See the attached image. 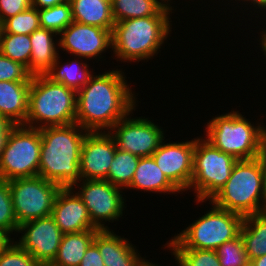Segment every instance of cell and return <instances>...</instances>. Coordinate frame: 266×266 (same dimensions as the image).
Returning <instances> with one entry per match:
<instances>
[{
	"instance_id": "25",
	"label": "cell",
	"mask_w": 266,
	"mask_h": 266,
	"mask_svg": "<svg viewBox=\"0 0 266 266\" xmlns=\"http://www.w3.org/2000/svg\"><path fill=\"white\" fill-rule=\"evenodd\" d=\"M98 230H85L63 234L52 266H79L88 247L93 243Z\"/></svg>"
},
{
	"instance_id": "46",
	"label": "cell",
	"mask_w": 266,
	"mask_h": 266,
	"mask_svg": "<svg viewBox=\"0 0 266 266\" xmlns=\"http://www.w3.org/2000/svg\"><path fill=\"white\" fill-rule=\"evenodd\" d=\"M265 153H266V133H265Z\"/></svg>"
},
{
	"instance_id": "21",
	"label": "cell",
	"mask_w": 266,
	"mask_h": 266,
	"mask_svg": "<svg viewBox=\"0 0 266 266\" xmlns=\"http://www.w3.org/2000/svg\"><path fill=\"white\" fill-rule=\"evenodd\" d=\"M127 189L165 195L180 193L165 177L152 156L140 157L131 185Z\"/></svg>"
},
{
	"instance_id": "2",
	"label": "cell",
	"mask_w": 266,
	"mask_h": 266,
	"mask_svg": "<svg viewBox=\"0 0 266 266\" xmlns=\"http://www.w3.org/2000/svg\"><path fill=\"white\" fill-rule=\"evenodd\" d=\"M87 132L77 123L40 128L41 155L38 176L62 188L72 187L79 182L80 153Z\"/></svg>"
},
{
	"instance_id": "45",
	"label": "cell",
	"mask_w": 266,
	"mask_h": 266,
	"mask_svg": "<svg viewBox=\"0 0 266 266\" xmlns=\"http://www.w3.org/2000/svg\"><path fill=\"white\" fill-rule=\"evenodd\" d=\"M39 266H52L51 264H39Z\"/></svg>"
},
{
	"instance_id": "36",
	"label": "cell",
	"mask_w": 266,
	"mask_h": 266,
	"mask_svg": "<svg viewBox=\"0 0 266 266\" xmlns=\"http://www.w3.org/2000/svg\"><path fill=\"white\" fill-rule=\"evenodd\" d=\"M32 6V0H0V24Z\"/></svg>"
},
{
	"instance_id": "39",
	"label": "cell",
	"mask_w": 266,
	"mask_h": 266,
	"mask_svg": "<svg viewBox=\"0 0 266 266\" xmlns=\"http://www.w3.org/2000/svg\"><path fill=\"white\" fill-rule=\"evenodd\" d=\"M231 1H233V0H230V2ZM238 1V3H237V7H240L239 5H244L245 4V7H243V9L245 8H247L246 10H249V12H251V13H253L252 11H251V9L253 8V10H254V13L256 12L257 13V15H258V13H260V16H262L261 14L263 13H265L266 14V0H235V2H237ZM239 2H243V4L242 3H240L239 4ZM249 3H250V5H251V7L249 8L248 7V5H249ZM239 4V5H238ZM246 4H247V6H246ZM255 7V8H254ZM255 9H257V10H255ZM262 13H261V12ZM264 11V12H263ZM263 15V17L264 16H266V15Z\"/></svg>"
},
{
	"instance_id": "29",
	"label": "cell",
	"mask_w": 266,
	"mask_h": 266,
	"mask_svg": "<svg viewBox=\"0 0 266 266\" xmlns=\"http://www.w3.org/2000/svg\"><path fill=\"white\" fill-rule=\"evenodd\" d=\"M40 26L56 32L58 35L73 23L70 1L38 10Z\"/></svg>"
},
{
	"instance_id": "38",
	"label": "cell",
	"mask_w": 266,
	"mask_h": 266,
	"mask_svg": "<svg viewBox=\"0 0 266 266\" xmlns=\"http://www.w3.org/2000/svg\"><path fill=\"white\" fill-rule=\"evenodd\" d=\"M16 126L8 117L0 115V159L6 147L8 137Z\"/></svg>"
},
{
	"instance_id": "37",
	"label": "cell",
	"mask_w": 266,
	"mask_h": 266,
	"mask_svg": "<svg viewBox=\"0 0 266 266\" xmlns=\"http://www.w3.org/2000/svg\"><path fill=\"white\" fill-rule=\"evenodd\" d=\"M79 266H105L99 249L94 243L86 250Z\"/></svg>"
},
{
	"instance_id": "6",
	"label": "cell",
	"mask_w": 266,
	"mask_h": 266,
	"mask_svg": "<svg viewBox=\"0 0 266 266\" xmlns=\"http://www.w3.org/2000/svg\"><path fill=\"white\" fill-rule=\"evenodd\" d=\"M212 207L192 224L176 233L164 247L167 249H206L215 250L240 234L243 216L218 208L210 201ZM167 247V248H166Z\"/></svg>"
},
{
	"instance_id": "34",
	"label": "cell",
	"mask_w": 266,
	"mask_h": 266,
	"mask_svg": "<svg viewBox=\"0 0 266 266\" xmlns=\"http://www.w3.org/2000/svg\"><path fill=\"white\" fill-rule=\"evenodd\" d=\"M15 239L0 252V266H39L34 257L23 250Z\"/></svg>"
},
{
	"instance_id": "44",
	"label": "cell",
	"mask_w": 266,
	"mask_h": 266,
	"mask_svg": "<svg viewBox=\"0 0 266 266\" xmlns=\"http://www.w3.org/2000/svg\"><path fill=\"white\" fill-rule=\"evenodd\" d=\"M140 266H161V265H158L152 261L150 262V260L148 259H145Z\"/></svg>"
},
{
	"instance_id": "27",
	"label": "cell",
	"mask_w": 266,
	"mask_h": 266,
	"mask_svg": "<svg viewBox=\"0 0 266 266\" xmlns=\"http://www.w3.org/2000/svg\"><path fill=\"white\" fill-rule=\"evenodd\" d=\"M140 157L116 148L107 181L121 189L131 185Z\"/></svg>"
},
{
	"instance_id": "43",
	"label": "cell",
	"mask_w": 266,
	"mask_h": 266,
	"mask_svg": "<svg viewBox=\"0 0 266 266\" xmlns=\"http://www.w3.org/2000/svg\"><path fill=\"white\" fill-rule=\"evenodd\" d=\"M250 263L253 266H266V254L252 259Z\"/></svg>"
},
{
	"instance_id": "8",
	"label": "cell",
	"mask_w": 266,
	"mask_h": 266,
	"mask_svg": "<svg viewBox=\"0 0 266 266\" xmlns=\"http://www.w3.org/2000/svg\"><path fill=\"white\" fill-rule=\"evenodd\" d=\"M237 161L204 137H195L192 181L188 190L194 191L196 205L209 201L222 189Z\"/></svg>"
},
{
	"instance_id": "28",
	"label": "cell",
	"mask_w": 266,
	"mask_h": 266,
	"mask_svg": "<svg viewBox=\"0 0 266 266\" xmlns=\"http://www.w3.org/2000/svg\"><path fill=\"white\" fill-rule=\"evenodd\" d=\"M0 52L28 70L31 57L30 35L0 33Z\"/></svg>"
},
{
	"instance_id": "9",
	"label": "cell",
	"mask_w": 266,
	"mask_h": 266,
	"mask_svg": "<svg viewBox=\"0 0 266 266\" xmlns=\"http://www.w3.org/2000/svg\"><path fill=\"white\" fill-rule=\"evenodd\" d=\"M41 155L40 129L16 125L0 159V179L38 176Z\"/></svg>"
},
{
	"instance_id": "24",
	"label": "cell",
	"mask_w": 266,
	"mask_h": 266,
	"mask_svg": "<svg viewBox=\"0 0 266 266\" xmlns=\"http://www.w3.org/2000/svg\"><path fill=\"white\" fill-rule=\"evenodd\" d=\"M60 58L61 57L58 55L51 69L45 74L52 81L60 82L78 91L85 86L94 75L93 71H95V69H90L88 61L85 59L73 57L74 60L72 59V61L69 60L67 63H62L60 62L62 61Z\"/></svg>"
},
{
	"instance_id": "7",
	"label": "cell",
	"mask_w": 266,
	"mask_h": 266,
	"mask_svg": "<svg viewBox=\"0 0 266 266\" xmlns=\"http://www.w3.org/2000/svg\"><path fill=\"white\" fill-rule=\"evenodd\" d=\"M262 155L248 160H238L230 178L209 201L218 208L248 216L263 212Z\"/></svg>"
},
{
	"instance_id": "42",
	"label": "cell",
	"mask_w": 266,
	"mask_h": 266,
	"mask_svg": "<svg viewBox=\"0 0 266 266\" xmlns=\"http://www.w3.org/2000/svg\"><path fill=\"white\" fill-rule=\"evenodd\" d=\"M260 32L257 31L258 35L260 33V36L258 37L257 40H259V46L261 47L259 50L263 53V56L265 57L266 59V28H261L260 26ZM260 38V39H259ZM266 63V60L264 61Z\"/></svg>"
},
{
	"instance_id": "32",
	"label": "cell",
	"mask_w": 266,
	"mask_h": 266,
	"mask_svg": "<svg viewBox=\"0 0 266 266\" xmlns=\"http://www.w3.org/2000/svg\"><path fill=\"white\" fill-rule=\"evenodd\" d=\"M18 227L9 182L0 179V230L11 238L12 234L16 236Z\"/></svg>"
},
{
	"instance_id": "41",
	"label": "cell",
	"mask_w": 266,
	"mask_h": 266,
	"mask_svg": "<svg viewBox=\"0 0 266 266\" xmlns=\"http://www.w3.org/2000/svg\"><path fill=\"white\" fill-rule=\"evenodd\" d=\"M262 200L263 212H266V153L262 154Z\"/></svg>"
},
{
	"instance_id": "17",
	"label": "cell",
	"mask_w": 266,
	"mask_h": 266,
	"mask_svg": "<svg viewBox=\"0 0 266 266\" xmlns=\"http://www.w3.org/2000/svg\"><path fill=\"white\" fill-rule=\"evenodd\" d=\"M51 216L63 234L98 230L82 199L71 187L58 191Z\"/></svg>"
},
{
	"instance_id": "33",
	"label": "cell",
	"mask_w": 266,
	"mask_h": 266,
	"mask_svg": "<svg viewBox=\"0 0 266 266\" xmlns=\"http://www.w3.org/2000/svg\"><path fill=\"white\" fill-rule=\"evenodd\" d=\"M215 252L221 266H247L250 263L240 234L233 240L220 245Z\"/></svg>"
},
{
	"instance_id": "19",
	"label": "cell",
	"mask_w": 266,
	"mask_h": 266,
	"mask_svg": "<svg viewBox=\"0 0 266 266\" xmlns=\"http://www.w3.org/2000/svg\"><path fill=\"white\" fill-rule=\"evenodd\" d=\"M58 34L46 28H38L30 34L31 57L28 72L32 76L45 75L59 53Z\"/></svg>"
},
{
	"instance_id": "35",
	"label": "cell",
	"mask_w": 266,
	"mask_h": 266,
	"mask_svg": "<svg viewBox=\"0 0 266 266\" xmlns=\"http://www.w3.org/2000/svg\"><path fill=\"white\" fill-rule=\"evenodd\" d=\"M31 78L32 75L24 65L0 52V81H31Z\"/></svg>"
},
{
	"instance_id": "22",
	"label": "cell",
	"mask_w": 266,
	"mask_h": 266,
	"mask_svg": "<svg viewBox=\"0 0 266 266\" xmlns=\"http://www.w3.org/2000/svg\"><path fill=\"white\" fill-rule=\"evenodd\" d=\"M171 3V4H170ZM171 0H111L114 22L147 16H171L175 13Z\"/></svg>"
},
{
	"instance_id": "23",
	"label": "cell",
	"mask_w": 266,
	"mask_h": 266,
	"mask_svg": "<svg viewBox=\"0 0 266 266\" xmlns=\"http://www.w3.org/2000/svg\"><path fill=\"white\" fill-rule=\"evenodd\" d=\"M74 22L113 31L111 0H69Z\"/></svg>"
},
{
	"instance_id": "26",
	"label": "cell",
	"mask_w": 266,
	"mask_h": 266,
	"mask_svg": "<svg viewBox=\"0 0 266 266\" xmlns=\"http://www.w3.org/2000/svg\"><path fill=\"white\" fill-rule=\"evenodd\" d=\"M248 260L266 254V212L244 216L240 228Z\"/></svg>"
},
{
	"instance_id": "31",
	"label": "cell",
	"mask_w": 266,
	"mask_h": 266,
	"mask_svg": "<svg viewBox=\"0 0 266 266\" xmlns=\"http://www.w3.org/2000/svg\"><path fill=\"white\" fill-rule=\"evenodd\" d=\"M178 266H221L215 250L169 249Z\"/></svg>"
},
{
	"instance_id": "18",
	"label": "cell",
	"mask_w": 266,
	"mask_h": 266,
	"mask_svg": "<svg viewBox=\"0 0 266 266\" xmlns=\"http://www.w3.org/2000/svg\"><path fill=\"white\" fill-rule=\"evenodd\" d=\"M93 243L98 247L105 266H140L146 259L141 257L135 245L112 229L98 230Z\"/></svg>"
},
{
	"instance_id": "10",
	"label": "cell",
	"mask_w": 266,
	"mask_h": 266,
	"mask_svg": "<svg viewBox=\"0 0 266 266\" xmlns=\"http://www.w3.org/2000/svg\"><path fill=\"white\" fill-rule=\"evenodd\" d=\"M18 225L51 215L58 184L41 176L8 180Z\"/></svg>"
},
{
	"instance_id": "13",
	"label": "cell",
	"mask_w": 266,
	"mask_h": 266,
	"mask_svg": "<svg viewBox=\"0 0 266 266\" xmlns=\"http://www.w3.org/2000/svg\"><path fill=\"white\" fill-rule=\"evenodd\" d=\"M58 36L59 49L89 61L106 60L103 54L112 49V32L98 26L73 22Z\"/></svg>"
},
{
	"instance_id": "14",
	"label": "cell",
	"mask_w": 266,
	"mask_h": 266,
	"mask_svg": "<svg viewBox=\"0 0 266 266\" xmlns=\"http://www.w3.org/2000/svg\"><path fill=\"white\" fill-rule=\"evenodd\" d=\"M19 240L15 242L29 252L39 264H51L55 259L63 233L51 215L19 225Z\"/></svg>"
},
{
	"instance_id": "40",
	"label": "cell",
	"mask_w": 266,
	"mask_h": 266,
	"mask_svg": "<svg viewBox=\"0 0 266 266\" xmlns=\"http://www.w3.org/2000/svg\"><path fill=\"white\" fill-rule=\"evenodd\" d=\"M68 0H32V7L37 10L65 3Z\"/></svg>"
},
{
	"instance_id": "12",
	"label": "cell",
	"mask_w": 266,
	"mask_h": 266,
	"mask_svg": "<svg viewBox=\"0 0 266 266\" xmlns=\"http://www.w3.org/2000/svg\"><path fill=\"white\" fill-rule=\"evenodd\" d=\"M132 114L134 115L133 111L108 132L114 138L118 149L139 157H149L165 139L166 130L153 122V119L149 120L145 116L134 118Z\"/></svg>"
},
{
	"instance_id": "1",
	"label": "cell",
	"mask_w": 266,
	"mask_h": 266,
	"mask_svg": "<svg viewBox=\"0 0 266 266\" xmlns=\"http://www.w3.org/2000/svg\"><path fill=\"white\" fill-rule=\"evenodd\" d=\"M112 69L93 75L77 91L76 123L88 132L109 131L139 104L125 70Z\"/></svg>"
},
{
	"instance_id": "5",
	"label": "cell",
	"mask_w": 266,
	"mask_h": 266,
	"mask_svg": "<svg viewBox=\"0 0 266 266\" xmlns=\"http://www.w3.org/2000/svg\"><path fill=\"white\" fill-rule=\"evenodd\" d=\"M77 91L46 75L32 76L24 126L43 128L76 123Z\"/></svg>"
},
{
	"instance_id": "11",
	"label": "cell",
	"mask_w": 266,
	"mask_h": 266,
	"mask_svg": "<svg viewBox=\"0 0 266 266\" xmlns=\"http://www.w3.org/2000/svg\"><path fill=\"white\" fill-rule=\"evenodd\" d=\"M71 188L82 199L96 229L110 230L105 224L119 221L124 215L123 210L127 204L123 189L107 180H80Z\"/></svg>"
},
{
	"instance_id": "20",
	"label": "cell",
	"mask_w": 266,
	"mask_h": 266,
	"mask_svg": "<svg viewBox=\"0 0 266 266\" xmlns=\"http://www.w3.org/2000/svg\"><path fill=\"white\" fill-rule=\"evenodd\" d=\"M31 81H0V115L24 125L28 115Z\"/></svg>"
},
{
	"instance_id": "16",
	"label": "cell",
	"mask_w": 266,
	"mask_h": 266,
	"mask_svg": "<svg viewBox=\"0 0 266 266\" xmlns=\"http://www.w3.org/2000/svg\"><path fill=\"white\" fill-rule=\"evenodd\" d=\"M116 148L108 131L87 132L80 153L81 180H106Z\"/></svg>"
},
{
	"instance_id": "4",
	"label": "cell",
	"mask_w": 266,
	"mask_h": 266,
	"mask_svg": "<svg viewBox=\"0 0 266 266\" xmlns=\"http://www.w3.org/2000/svg\"><path fill=\"white\" fill-rule=\"evenodd\" d=\"M216 116L207 122L203 135L215 148L237 160L254 159L265 152L266 125L262 121L253 123L234 109Z\"/></svg>"
},
{
	"instance_id": "15",
	"label": "cell",
	"mask_w": 266,
	"mask_h": 266,
	"mask_svg": "<svg viewBox=\"0 0 266 266\" xmlns=\"http://www.w3.org/2000/svg\"><path fill=\"white\" fill-rule=\"evenodd\" d=\"M165 142L164 139L151 156L165 177L182 194L188 191L192 181L195 138L185 142Z\"/></svg>"
},
{
	"instance_id": "30",
	"label": "cell",
	"mask_w": 266,
	"mask_h": 266,
	"mask_svg": "<svg viewBox=\"0 0 266 266\" xmlns=\"http://www.w3.org/2000/svg\"><path fill=\"white\" fill-rule=\"evenodd\" d=\"M40 27L38 10L31 6L29 9L6 19L1 24L0 33L30 35Z\"/></svg>"
},
{
	"instance_id": "3",
	"label": "cell",
	"mask_w": 266,
	"mask_h": 266,
	"mask_svg": "<svg viewBox=\"0 0 266 266\" xmlns=\"http://www.w3.org/2000/svg\"><path fill=\"white\" fill-rule=\"evenodd\" d=\"M171 22V16H147L116 22L112 31L111 57L117 62L130 64L151 60L171 37Z\"/></svg>"
}]
</instances>
